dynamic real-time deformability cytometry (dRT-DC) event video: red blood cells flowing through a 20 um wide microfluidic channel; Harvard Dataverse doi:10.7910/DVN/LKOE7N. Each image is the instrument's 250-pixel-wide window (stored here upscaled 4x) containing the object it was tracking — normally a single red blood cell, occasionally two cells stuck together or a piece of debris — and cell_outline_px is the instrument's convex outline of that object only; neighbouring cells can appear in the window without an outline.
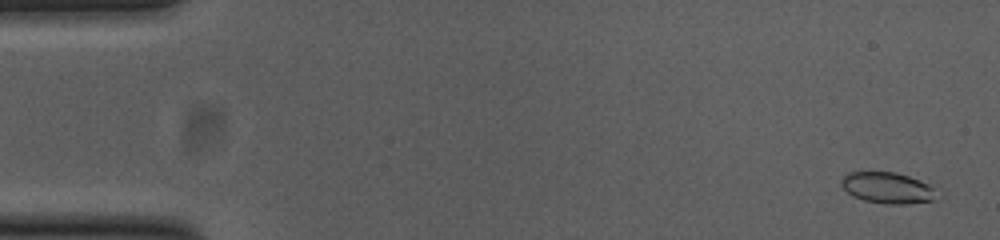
{"species": "common noctule bat (a hibernating species)", "species_latin": "Nyctalus noctula", "temperature_condition": "cold", "stored_images_in_passage": 53, "camera_frame_rate_fps": 3000, "um_per_image_px": 0.085, "animal": {"sex": "female", "body_mass_g": 23.0, "forearm_length_mm": 53.4}, "frame": {"image": 1, "passage_image": 2, "time_ms": 0.333, "image_size_px": [1000, 240], "cell_outline_px": [[944, 196], [932, 200], [904, 204], [884, 204], [864, 200], [852, 196], [840, 184], [840, 180], [848, 172], [896, 172], [940, 184]], "centroid_in_image_um": [75.66, 15.96], "position_along_channel_um": 9.3, "area_um2": 18.44}}
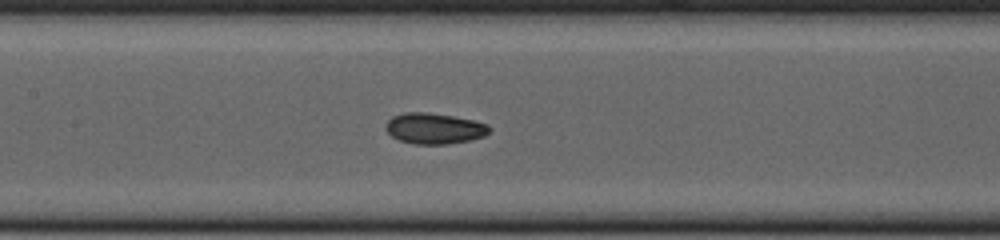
{"frame": {"image": 2, "passage_image": 25, "time_ms": 8.0, "image_size_px": [1000, 240], "cell_outline_px": [[492, 128], [484, 136], [468, 140], [448, 144], [416, 144], [400, 140], [392, 136], [384, 128], [384, 124], [392, 116], [404, 112], [428, 112], [452, 116], [472, 120], [488, 124]], "centroid_in_image_um": [36.89, 10.91], "position_along_channel_um": 170.5, "area_um2": 18.61}}
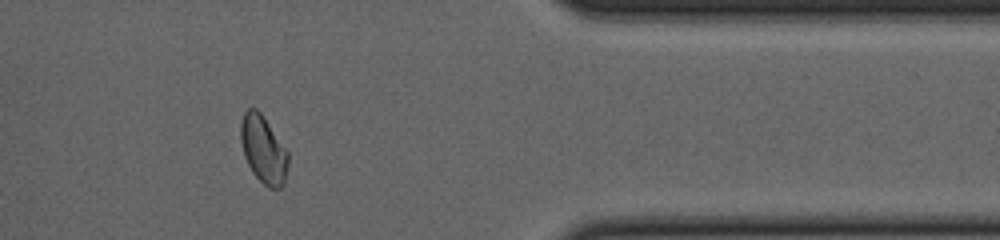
{"frame": {"image": 3, "passage_image": 44, "time_ms": 14.333, "image_size_px": [1000, 240], "cell_outline_px": [[288, 164], [284, 180], [280, 188], [268, 188], [252, 172], [244, 156], [240, 140], [240, 124], [244, 112], [248, 108], [256, 108], [260, 112], [288, 152]], "centroid_in_image_um": [22.36, 12.7], "position_along_channel_um": 389.0, "area_um2": 18.44}, "authors_computed_cell_mechanics": {"area_um2": 18.3226, "velocity_mm_per_s": 3.8031, "shape_relaxation_time_tau1_ms": 5.0519, "shape_relaxation_time_tau2_ms": 3.8068, "deformation_change_tau1": 0.121, "deformation_change_tau2": 0.0663}}